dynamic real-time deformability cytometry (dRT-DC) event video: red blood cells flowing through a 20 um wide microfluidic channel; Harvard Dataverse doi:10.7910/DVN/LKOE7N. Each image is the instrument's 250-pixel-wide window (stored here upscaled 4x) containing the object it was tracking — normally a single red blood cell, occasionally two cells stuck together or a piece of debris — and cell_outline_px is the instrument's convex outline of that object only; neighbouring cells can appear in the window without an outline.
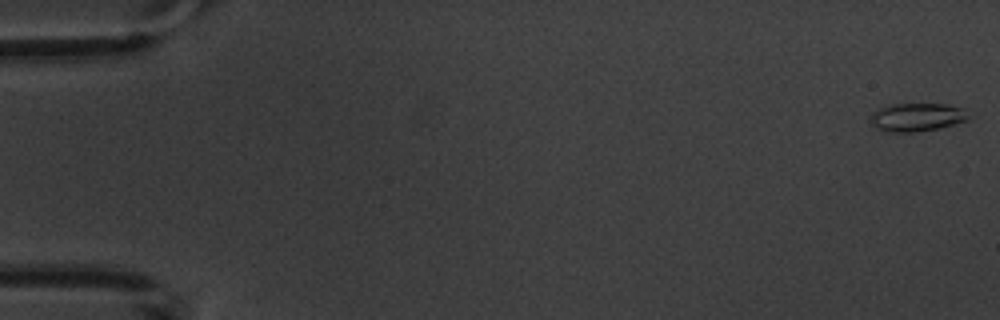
{"species": "common noctule bat (a hibernating species)", "species_latin": "Nyctalus noctula", "temperature_condition": "warm", "stored_images_in_passage": 6, "camera_frame_rate_fps": 3000, "um_per_image_px": 0.085, "animal": {"sex": "male", "body_mass_g": 20.1, "forearm_length_mm": 53.5}, "frame": {"image": 1, "passage_image": 1, "time_ms": 0.0, "image_size_px": [1000, 320], "cell_outline_px": [[968, 120], [940, 128], [912, 132], [884, 132], [876, 128], [872, 124], [868, 116], [872, 112], [880, 108], [892, 104], [948, 104], [960, 108], [968, 116]], "centroid_in_image_um": [77.86, 9.97], "position_along_channel_um": 7.1, "area_um2": 16.13}}
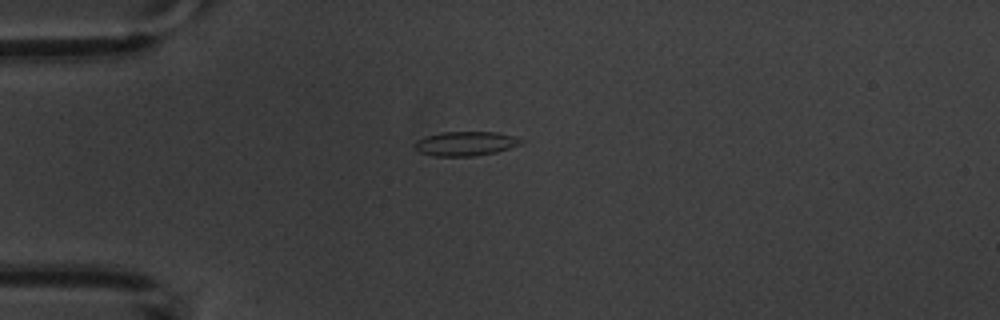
{"frame": {"image": 2, "passage_image": 5, "time_ms": 4.667, "image_size_px": [1000, 320], "cell_outline_px": [[524, 140], [520, 144], [496, 152], [472, 156], [432, 156], [420, 152], [412, 148], [412, 144], [416, 140], [424, 136], [440, 132], [496, 132], [512, 136]], "centroid_in_image_um": [39.47, 12.2], "position_along_channel_um": 45.5, "area_um2": 15.14}}